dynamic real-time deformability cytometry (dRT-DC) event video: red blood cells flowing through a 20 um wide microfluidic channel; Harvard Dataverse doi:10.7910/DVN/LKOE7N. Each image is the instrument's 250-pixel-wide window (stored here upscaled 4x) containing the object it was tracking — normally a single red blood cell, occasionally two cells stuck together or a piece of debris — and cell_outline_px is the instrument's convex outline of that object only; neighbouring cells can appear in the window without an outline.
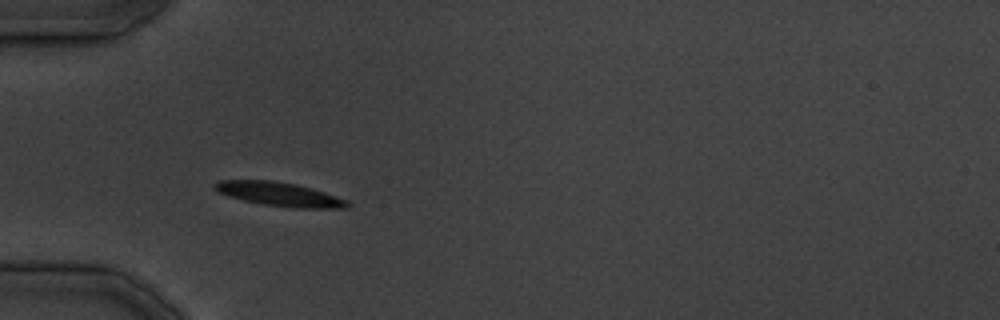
{"species": "common noctule bat (a hibernating species)", "species_latin": "Nyctalus noctula", "temperature_condition": "cold", "stored_images_in_passage": 19, "camera_frame_rate_fps": 3000, "um_per_image_px": 0.085, "animal": {"sex": "male", "body_mass_g": 19.5, "forearm_length_mm": 54.6}, "frame": {"image": 1, "passage_image": 1, "time_ms": 0.0, "image_size_px": [1000, 320], "cell_outline_px": [[352, 204], [348, 208], [296, 208], [264, 204], [244, 200], [228, 196], [216, 192], [212, 188], [212, 184], [220, 180], [272, 180], [296, 184], [312, 188], [348, 200]], "centroid_in_image_um": [23.74, 16.5], "position_along_channel_um": 61.3, "area_um2": 18.61}}